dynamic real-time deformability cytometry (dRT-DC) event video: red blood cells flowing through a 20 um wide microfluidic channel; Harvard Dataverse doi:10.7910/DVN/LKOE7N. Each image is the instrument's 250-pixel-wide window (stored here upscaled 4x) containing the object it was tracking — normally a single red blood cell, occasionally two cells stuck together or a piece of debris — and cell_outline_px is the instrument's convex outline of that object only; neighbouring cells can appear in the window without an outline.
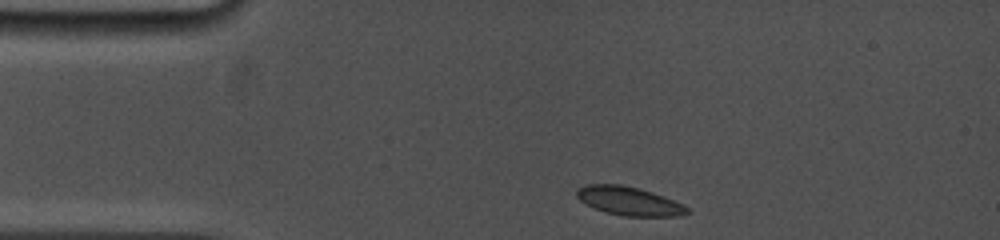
{"species": "common noctule bat (a hibernating species)", "species_latin": "Nyctalus noctula", "temperature_condition": "cold", "stored_images_in_passage": 61, "camera_frame_rate_fps": 5000, "um_per_image_px": 0.085, "animal": {"sex": "female", "body_mass_g": 19.0, "forearm_length_mm": 53.3}, "frame": {"image": 1, "passage_image": 1, "time_ms": 0.0, "image_size_px": [1000, 240], "cell_outline_px": [[692, 212], [680, 216], [624, 216], [608, 212], [596, 208], [580, 200], [576, 196], [576, 192], [580, 188], [588, 184], [620, 184], [640, 188], [664, 196], [684, 204]], "centroid_in_image_um": [53.54, 17.08], "position_along_channel_um": 31.5, "area_um2": 18.32}}
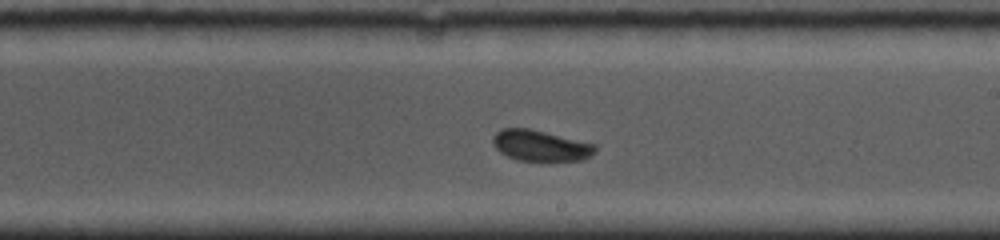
{"frame": {"image": 2, "passage_image": 34, "time_ms": 6.6, "image_size_px": [1000, 240], "cell_outline_px": [[596, 152], [580, 160], [516, 160], [500, 152], [492, 144], [492, 136], [496, 132], [504, 128], [532, 128], [596, 144]], "centroid_in_image_um": [45.92, 12.35], "position_along_channel_um": 243.1, "area_um2": 18.44}}
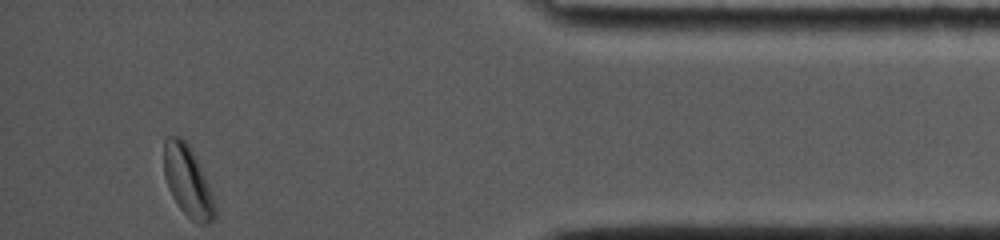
{"frame": {"image": 3, "passage_image": 61, "time_ms": 12.0, "image_size_px": [1000, 240], "cell_outline_px": [[216, 220], [212, 224], [196, 224], [180, 208], [172, 196], [168, 188], [164, 176], [164, 140], [168, 136], [180, 136], [192, 148], [216, 200]], "centroid_in_image_um": [16.0, 15.44], "position_along_channel_um": 419.2, "area_um2": 21.5}, "authors_computed_cell_mechanics": {"area_um2": 18.9584, "velocity_mm_per_s": 3.8479, "shape_relaxation_time_tau1_ms": 3.8548, "shape_relaxation_time_tau2_ms": null, "deformation_change_tau1": 0.12, "deformation_change_tau2": null}}